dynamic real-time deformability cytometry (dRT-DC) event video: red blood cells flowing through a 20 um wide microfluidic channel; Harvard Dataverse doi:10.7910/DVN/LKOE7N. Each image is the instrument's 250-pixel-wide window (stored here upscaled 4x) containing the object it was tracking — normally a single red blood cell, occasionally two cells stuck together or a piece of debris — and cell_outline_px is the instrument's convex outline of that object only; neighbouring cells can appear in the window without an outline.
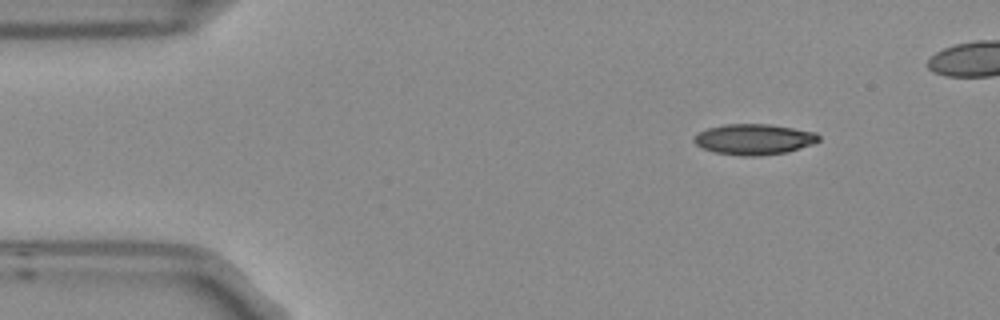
{"species": "Egyptian fruit bat (a non-hibernating species)", "species_latin": "Rousettus aegyptiacus", "temperature_condition": "room temperature", "stored_images_in_passage": 4, "camera_frame_rate_fps": 3000, "um_per_image_px": 0.085, "frame": {"image": 1, "passage_image": 1, "time_ms": 0.0, "image_size_px": [1000, 320], "cell_outline_px": [[820, 140], [812, 144], [788, 152], [760, 156], [740, 156], [716, 152], [700, 148], [692, 140], [700, 132], [708, 128], [724, 124], [768, 124], [816, 132], [820, 136]], "centroid_in_image_um": [64.09, 11.85], "position_along_channel_um": 20.9, "area_um2": 22.31}}